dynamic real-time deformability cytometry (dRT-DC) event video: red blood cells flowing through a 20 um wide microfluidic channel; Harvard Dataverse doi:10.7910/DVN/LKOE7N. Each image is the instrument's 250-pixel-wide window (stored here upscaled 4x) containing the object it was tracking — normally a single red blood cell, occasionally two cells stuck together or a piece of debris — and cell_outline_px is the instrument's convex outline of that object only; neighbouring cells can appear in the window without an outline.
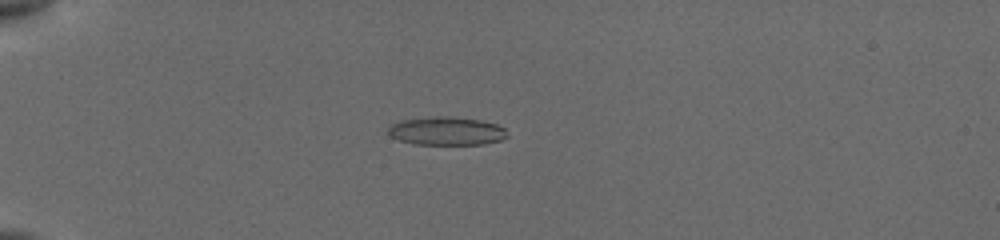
{"species": "common noctule bat (a hibernating species)", "species_latin": "Nyctalus noctula", "temperature_condition": "cold", "stored_images_in_passage": 4, "camera_frame_rate_fps": 3000, "um_per_image_px": 0.085, "animal": {"sex": "female", "body_mass_g": 19.5, "forearm_length_mm": 54.1}, "frame": {"image": 1, "passage_image": 1, "time_ms": 0.0, "image_size_px": [1000, 240], "cell_outline_px": [[508, 136], [500, 140], [484, 144], [412, 144], [400, 140], [392, 136], [388, 132], [388, 128], [392, 124], [400, 120], [436, 116], [448, 116], [476, 120], [496, 124], [504, 128]], "centroid_in_image_um": [37.94, 11.14], "position_along_channel_um": 47.1, "area_um2": 19.42}}
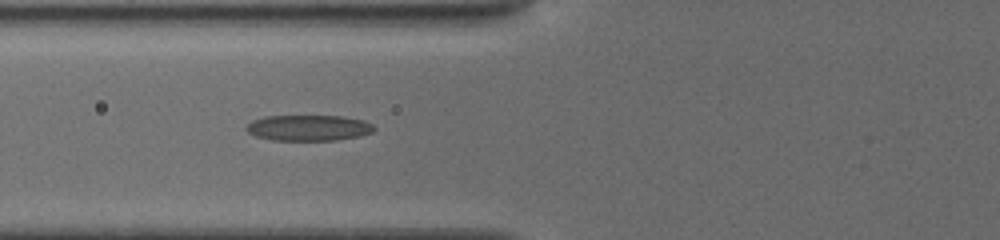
{"frame": {"image": 2, "passage_image": 4, "time_ms": 2.333, "image_size_px": [1000, 240], "cell_outline_px": [[376, 128], [372, 132], [360, 136], [336, 140], [272, 140], [256, 136], [248, 132], [244, 128], [252, 120], [264, 116], [344, 116], [364, 120], [372, 124]], "centroid_in_image_um": [26.23, 10.86], "position_along_channel_um": 99.6, "area_um2": 19.31}}